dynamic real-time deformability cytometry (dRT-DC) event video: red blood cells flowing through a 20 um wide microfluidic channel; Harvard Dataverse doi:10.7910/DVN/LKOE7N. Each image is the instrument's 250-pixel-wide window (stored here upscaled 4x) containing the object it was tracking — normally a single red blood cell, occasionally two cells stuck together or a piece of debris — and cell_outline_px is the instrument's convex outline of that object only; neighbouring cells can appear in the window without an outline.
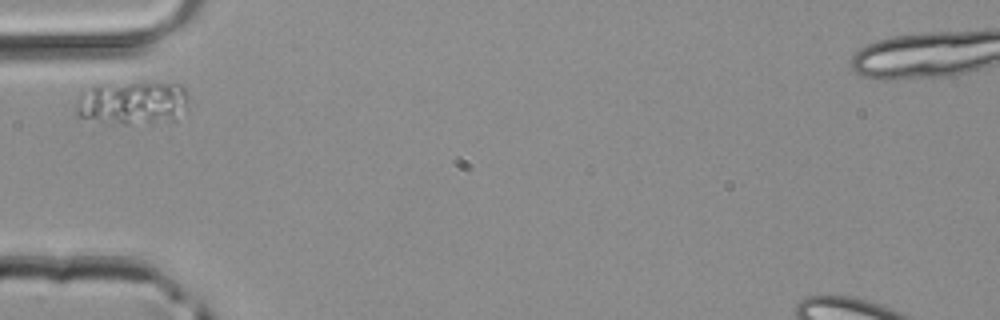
{"species": "common noctule bat (a hibernating species)", "species_latin": "Nyctalus noctula", "temperature_condition": "room temperature", "stored_images_in_passage": 1, "camera_frame_rate_fps": 3000, "um_per_image_px": 0.085, "animal": {"sex": "male", "body_mass_g": 20.4}, "frame": {"image": 1, "passage_image": 1, "time_ms": 0.0, "image_size_px": [1000, 320], "cell_outline_px": [[184, 104], [172, 120], [128, 124], [124, 124], [76, 116], [76, 100], [80, 96], [92, 88], [128, 84], [180, 84], [184, 88]], "centroid_in_image_um": [11.2, 8.77], "position_along_channel_um": 73.8, "area_um2": 26.47}}